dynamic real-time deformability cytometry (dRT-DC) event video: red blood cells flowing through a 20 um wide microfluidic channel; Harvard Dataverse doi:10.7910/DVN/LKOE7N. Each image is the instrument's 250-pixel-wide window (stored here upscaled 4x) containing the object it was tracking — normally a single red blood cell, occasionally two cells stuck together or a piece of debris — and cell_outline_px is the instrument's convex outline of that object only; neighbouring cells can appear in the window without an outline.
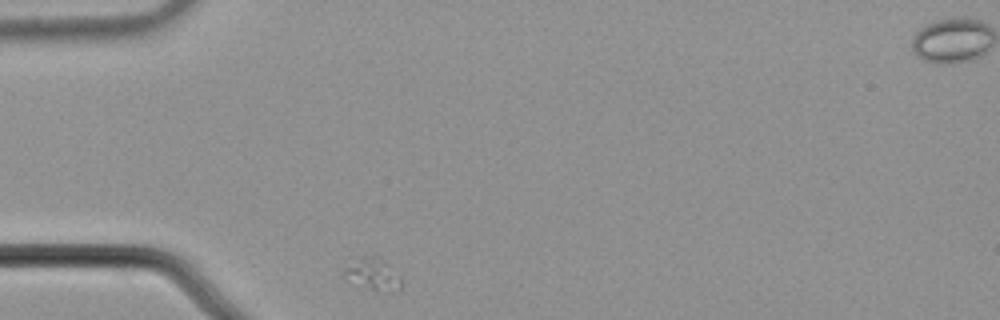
{"species": "common noctule bat (a hibernating species)", "species_latin": "Nyctalus noctula", "temperature_condition": "cold", "stored_images_in_passage": 34, "camera_frame_rate_fps": 3000, "um_per_image_px": 0.085, "animal": {"sex": "male", "body_mass_g": 21.5, "forearm_length_mm": 52.0}, "frame": {"image": 1, "passage_image": 1, "time_ms": 0.0, "image_size_px": [1000, 320], "cell_outline_px": [[400, 292], [376, 292], [348, 284], [344, 280], [344, 268], [352, 256], [376, 252], [400, 272]], "centroid_in_image_um": [31.64, 23.25], "position_along_channel_um": 53.4, "area_um2": 12.43}}